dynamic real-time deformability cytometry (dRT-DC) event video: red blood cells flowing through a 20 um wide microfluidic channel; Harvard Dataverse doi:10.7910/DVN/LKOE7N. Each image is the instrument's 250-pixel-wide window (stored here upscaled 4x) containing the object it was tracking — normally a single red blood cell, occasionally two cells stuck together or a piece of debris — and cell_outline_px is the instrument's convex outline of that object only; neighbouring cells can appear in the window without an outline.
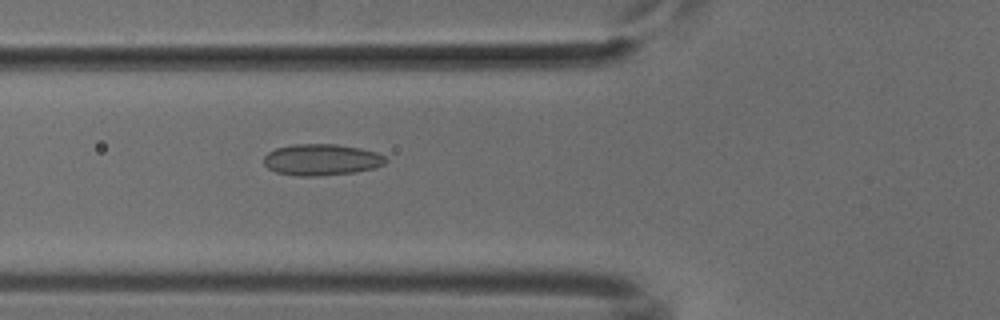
{"species": "common noctule bat (a hibernating species)", "species_latin": "Nyctalus noctula", "temperature_condition": "cold", "stored_images_in_passage": 38, "camera_frame_rate_fps": 3000, "um_per_image_px": 0.085, "animal": {"sex": "male", "body_mass_g": 18.8}, "frame": {"image": 1, "passage_image": 5, "time_ms": 1.333, "image_size_px": [1000, 320], "cell_outline_px": [[388, 160], [384, 164], [376, 168], [356, 172], [316, 176], [296, 176], [276, 172], [268, 168], [264, 164], [264, 156], [268, 152], [276, 148], [292, 144], [336, 144], [360, 148], [376, 152], [384, 156]], "centroid_in_image_um": [27.33, 13.58], "position_along_channel_um": 98.5, "area_um2": 22.43}}
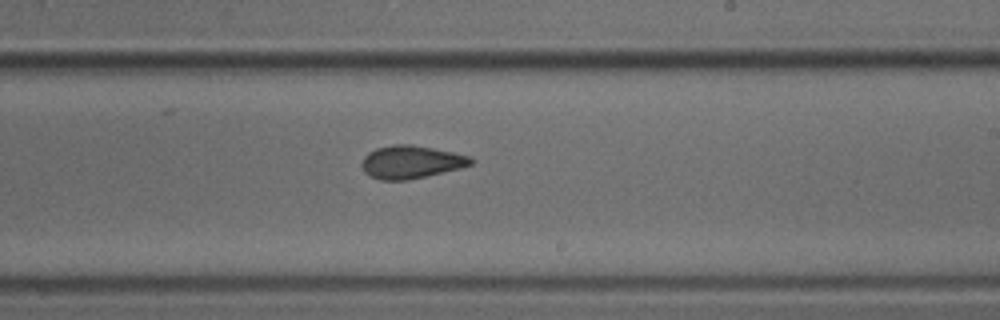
{"frame": {"image": 2, "passage_image": 17, "time_ms": 5.333, "image_size_px": [1000, 320], "cell_outline_px": [[476, 160], [472, 164], [460, 168], [408, 180], [380, 180], [368, 176], [364, 172], [360, 164], [364, 156], [368, 152], [376, 148], [392, 144], [412, 144], [452, 152], [468, 156]], "centroid_in_image_um": [34.89, 13.77], "position_along_channel_um": 254.1, "area_um2": 21.04}}
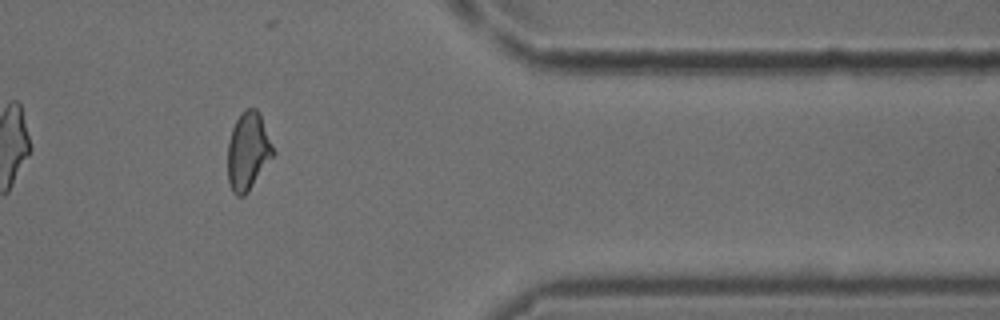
{"frame": {"image": 3, "passage_image": 29, "time_ms": 9.333, "image_size_px": [1000, 320], "cell_outline_px": [[276, 152], [248, 192], [244, 196], [236, 196], [232, 192], [228, 180], [228, 140], [232, 128], [240, 112], [248, 108], [256, 108], [260, 112]], "centroid_in_image_um": [21.09, 12.84], "position_along_channel_um": 390.3, "area_um2": 20.87}}